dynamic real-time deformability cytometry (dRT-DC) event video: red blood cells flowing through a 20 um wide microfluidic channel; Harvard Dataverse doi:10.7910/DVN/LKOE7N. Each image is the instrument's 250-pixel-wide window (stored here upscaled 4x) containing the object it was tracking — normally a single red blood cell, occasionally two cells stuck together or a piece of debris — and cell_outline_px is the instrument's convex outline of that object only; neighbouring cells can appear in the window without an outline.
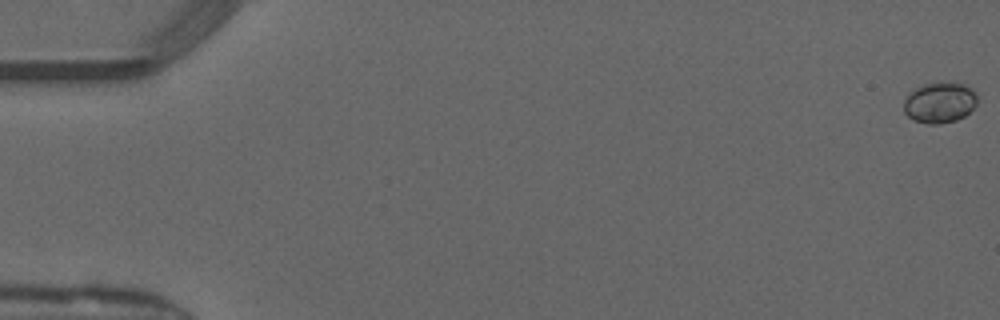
{"species": "common noctule bat (a hibernating species)", "species_latin": "Nyctalus noctula", "temperature_condition": "warm", "stored_images_in_passage": 26, "camera_frame_rate_fps": 3000, "um_per_image_px": 0.085, "animal": {"sex": "male", "forearm_length_mm": 52.5}, "frame": {"image": 1, "passage_image": 1, "time_ms": 0.0, "image_size_px": [1000, 320], "cell_outline_px": [[976, 104], [964, 116], [956, 120], [940, 124], [928, 124], [912, 120], [904, 112], [904, 100], [908, 92], [924, 84], [940, 80], [952, 80], [968, 84], [976, 92]], "centroid_in_image_um": [79.88, 8.66], "position_along_channel_um": 5.1, "area_um2": 18.09}}
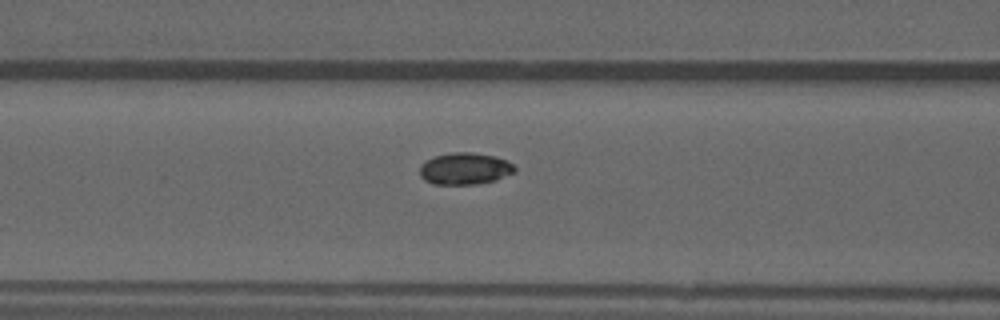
{"frame": {"image": 2, "passage_image": 22, "time_ms": 7.0, "image_size_px": [1000, 320], "cell_outline_px": [[516, 172], [496, 180], [480, 184], [432, 184], [424, 180], [420, 176], [420, 164], [424, 160], [436, 156], [452, 152], [472, 152], [496, 156], [508, 160], [516, 168]], "centroid_in_image_um": [39.52, 14.33], "position_along_channel_um": 127.1, "area_um2": 17.92}}
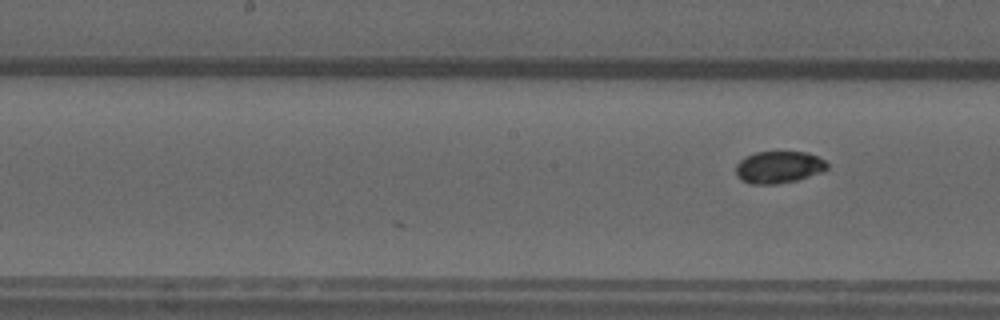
{"frame": {"image": 3, "passage_image": 26, "time_ms": 8.333, "image_size_px": [1000, 320], "cell_outline_px": [[828, 168], [820, 172], [796, 180], [776, 184], [752, 184], [740, 180], [736, 176], [736, 164], [744, 156], [756, 152], [808, 152], [824, 160], [828, 164]], "centroid_in_image_um": [66.15, 14.2], "position_along_channel_um": 182.1, "area_um2": 17.05}}